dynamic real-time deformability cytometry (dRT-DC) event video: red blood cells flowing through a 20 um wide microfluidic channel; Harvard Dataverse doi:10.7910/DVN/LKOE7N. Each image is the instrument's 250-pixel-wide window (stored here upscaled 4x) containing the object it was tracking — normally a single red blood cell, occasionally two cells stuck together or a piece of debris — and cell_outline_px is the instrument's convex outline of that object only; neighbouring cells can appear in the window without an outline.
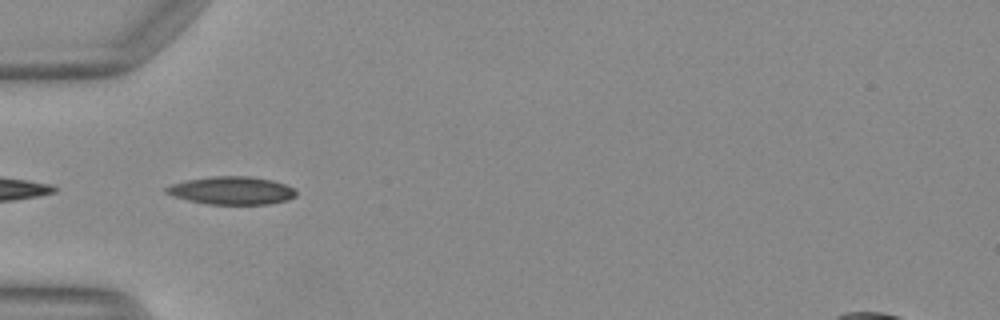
{"species": "Egyptian fruit bat (a non-hibernating species)", "species_latin": "Rousettus aegyptiacus", "temperature_condition": "warm", "stored_images_in_passage": 11, "camera_frame_rate_fps": 3000, "um_per_image_px": 0.085, "animal": {"sex": "female"}, "frame": {"image": 1, "passage_image": 4, "time_ms": 1.0, "image_size_px": [1000, 320], "cell_outline_px": [[296, 196], [288, 200], [268, 204], [208, 204], [188, 200], [164, 192], [164, 188], [172, 184], [188, 180], [212, 176], [248, 176], [272, 180], [284, 184], [292, 188], [296, 192]], "centroid_in_image_um": [19.7, 16.19], "position_along_channel_um": 65.3, "area_um2": 20.92}}
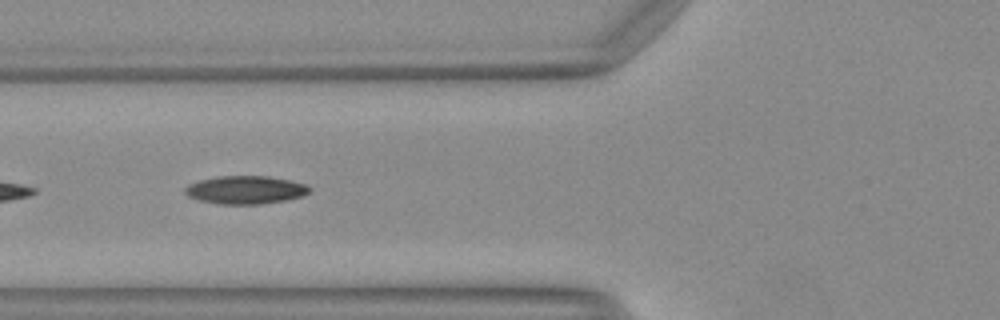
{"frame": {"image": 2, "passage_image": 7, "time_ms": 2.0, "image_size_px": [1000, 320], "cell_outline_px": [[312, 188], [304, 196], [284, 200], [260, 204], [220, 204], [200, 200], [188, 196], [184, 192], [184, 188], [188, 184], [200, 180], [220, 176], [268, 176], [308, 184]], "centroid_in_image_um": [20.88, 16.14], "position_along_channel_um": 104.9, "area_um2": 20.35}}